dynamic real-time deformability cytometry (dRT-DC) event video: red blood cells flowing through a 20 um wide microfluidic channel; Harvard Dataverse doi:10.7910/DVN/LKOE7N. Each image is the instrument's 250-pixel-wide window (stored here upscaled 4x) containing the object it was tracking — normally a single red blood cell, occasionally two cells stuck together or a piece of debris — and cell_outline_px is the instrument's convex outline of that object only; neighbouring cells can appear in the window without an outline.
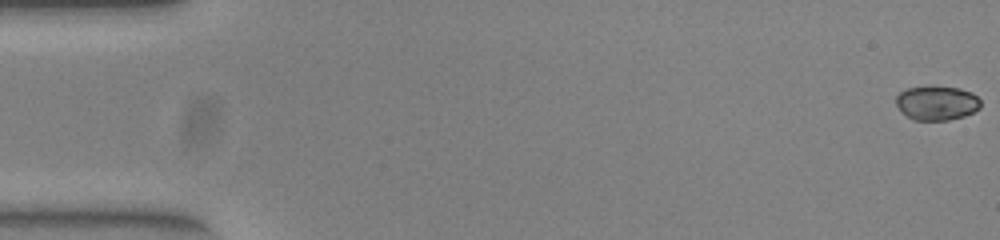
{"species": "common noctule bat (a hibernating species)", "species_latin": "Nyctalus noctula", "temperature_condition": "warm", "stored_images_in_passage": 52, "camera_frame_rate_fps": 3000, "um_per_image_px": 0.085, "animal": {"sex": "female", "body_mass_g": 23.0, "forearm_length_mm": 53.4}, "frame": {"image": 1, "passage_image": 1, "time_ms": 0.0, "image_size_px": [1000, 240], "cell_outline_px": [[980, 108], [964, 116], [948, 120], [912, 120], [896, 104], [896, 96], [900, 92], [908, 88], [960, 88], [972, 92], [980, 100]], "centroid_in_image_um": [79.65, 8.78], "position_along_channel_um": 5.4, "area_um2": 16.42}}
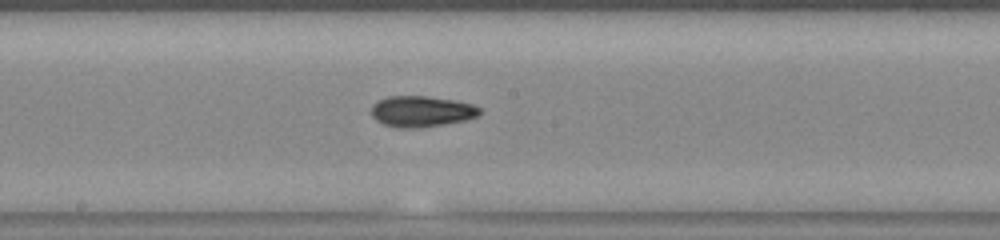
{"frame": {"image": 2, "passage_image": 28, "time_ms": 9.0, "image_size_px": [1000, 240], "cell_outline_px": [[480, 112], [476, 116], [464, 120], [416, 128], [400, 128], [384, 124], [376, 120], [372, 116], [372, 104], [388, 96], [428, 96], [456, 100], [472, 104], [480, 108]], "centroid_in_image_um": [35.8, 9.45], "position_along_channel_um": 212.4, "area_um2": 19.31}}
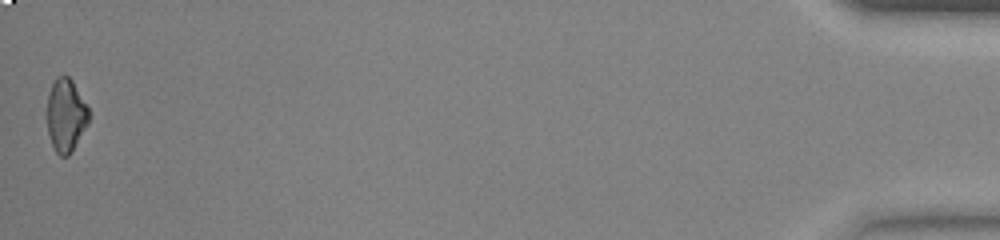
{"frame": {"image": 3, "passage_image": 52, "time_ms": 17.0, "image_size_px": [1000, 240], "cell_outline_px": [[88, 124], [68, 156], [60, 156], [56, 152], [52, 144], [48, 132], [48, 96], [52, 84], [56, 76], [68, 76], [72, 80], [88, 108]], "centroid_in_image_um": [5.59, 9.79], "position_along_channel_um": 429.6, "area_um2": 17.34}, "authors_computed_cell_mechanics": {"area_um2": 18.4382, "velocity_mm_per_s": 3.9783, "shape_relaxation_time_tau1_ms": null, "shape_relaxation_time_tau2_ms": 2.7029, "deformation_change_tau1": null, "deformation_change_tau2": 0.0839}}